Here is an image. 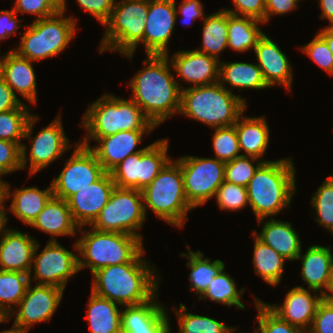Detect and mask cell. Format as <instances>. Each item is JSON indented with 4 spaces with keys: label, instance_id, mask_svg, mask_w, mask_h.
<instances>
[{
    "label": "cell",
    "instance_id": "obj_1",
    "mask_svg": "<svg viewBox=\"0 0 333 333\" xmlns=\"http://www.w3.org/2000/svg\"><path fill=\"white\" fill-rule=\"evenodd\" d=\"M169 61V55H147L146 66L128 83L133 91L130 99L156 127L180 111L182 87Z\"/></svg>",
    "mask_w": 333,
    "mask_h": 333
},
{
    "label": "cell",
    "instance_id": "obj_2",
    "mask_svg": "<svg viewBox=\"0 0 333 333\" xmlns=\"http://www.w3.org/2000/svg\"><path fill=\"white\" fill-rule=\"evenodd\" d=\"M144 252L132 262L107 266L94 272L92 292L120 306L151 300L158 292L160 278L155 274L157 270L142 259Z\"/></svg>",
    "mask_w": 333,
    "mask_h": 333
},
{
    "label": "cell",
    "instance_id": "obj_3",
    "mask_svg": "<svg viewBox=\"0 0 333 333\" xmlns=\"http://www.w3.org/2000/svg\"><path fill=\"white\" fill-rule=\"evenodd\" d=\"M291 158L264 162L247 185L249 206L258 225L289 206L296 192L295 168Z\"/></svg>",
    "mask_w": 333,
    "mask_h": 333
},
{
    "label": "cell",
    "instance_id": "obj_4",
    "mask_svg": "<svg viewBox=\"0 0 333 333\" xmlns=\"http://www.w3.org/2000/svg\"><path fill=\"white\" fill-rule=\"evenodd\" d=\"M246 105L244 98L219 82L195 87L191 85L182 87L179 114L215 129L233 126L244 113Z\"/></svg>",
    "mask_w": 333,
    "mask_h": 333
},
{
    "label": "cell",
    "instance_id": "obj_5",
    "mask_svg": "<svg viewBox=\"0 0 333 333\" xmlns=\"http://www.w3.org/2000/svg\"><path fill=\"white\" fill-rule=\"evenodd\" d=\"M83 138H101L120 131L153 130L155 125L133 100L105 94L88 106L81 122Z\"/></svg>",
    "mask_w": 333,
    "mask_h": 333
},
{
    "label": "cell",
    "instance_id": "obj_6",
    "mask_svg": "<svg viewBox=\"0 0 333 333\" xmlns=\"http://www.w3.org/2000/svg\"><path fill=\"white\" fill-rule=\"evenodd\" d=\"M76 240L79 271L89 267L92 274L99 269L116 264L132 262L144 249L143 240L134 235L84 229ZM82 257V258H80Z\"/></svg>",
    "mask_w": 333,
    "mask_h": 333
},
{
    "label": "cell",
    "instance_id": "obj_7",
    "mask_svg": "<svg viewBox=\"0 0 333 333\" xmlns=\"http://www.w3.org/2000/svg\"><path fill=\"white\" fill-rule=\"evenodd\" d=\"M142 191L144 210L151 209L173 227H184L187 213L194 209L188 202L180 164L170 160Z\"/></svg>",
    "mask_w": 333,
    "mask_h": 333
},
{
    "label": "cell",
    "instance_id": "obj_8",
    "mask_svg": "<svg viewBox=\"0 0 333 333\" xmlns=\"http://www.w3.org/2000/svg\"><path fill=\"white\" fill-rule=\"evenodd\" d=\"M148 13V2L121 0L114 3L106 26L99 52L118 51L132 59L137 46L144 45L145 19Z\"/></svg>",
    "mask_w": 333,
    "mask_h": 333
},
{
    "label": "cell",
    "instance_id": "obj_9",
    "mask_svg": "<svg viewBox=\"0 0 333 333\" xmlns=\"http://www.w3.org/2000/svg\"><path fill=\"white\" fill-rule=\"evenodd\" d=\"M60 11L53 16L34 20L21 36L18 48H12L19 56L40 61L60 54L67 48L76 33V19L64 17Z\"/></svg>",
    "mask_w": 333,
    "mask_h": 333
},
{
    "label": "cell",
    "instance_id": "obj_10",
    "mask_svg": "<svg viewBox=\"0 0 333 333\" xmlns=\"http://www.w3.org/2000/svg\"><path fill=\"white\" fill-rule=\"evenodd\" d=\"M142 201L141 190L115 187L109 201L90 226L98 231L134 235L142 240V234L135 232L142 228L146 220Z\"/></svg>",
    "mask_w": 333,
    "mask_h": 333
},
{
    "label": "cell",
    "instance_id": "obj_11",
    "mask_svg": "<svg viewBox=\"0 0 333 333\" xmlns=\"http://www.w3.org/2000/svg\"><path fill=\"white\" fill-rule=\"evenodd\" d=\"M168 140L160 139L126 157L111 171L116 187L143 190L171 160L167 155Z\"/></svg>",
    "mask_w": 333,
    "mask_h": 333
},
{
    "label": "cell",
    "instance_id": "obj_12",
    "mask_svg": "<svg viewBox=\"0 0 333 333\" xmlns=\"http://www.w3.org/2000/svg\"><path fill=\"white\" fill-rule=\"evenodd\" d=\"M176 161L181 166L186 198L193 208L213 198L225 181V162L216 158L187 155Z\"/></svg>",
    "mask_w": 333,
    "mask_h": 333
},
{
    "label": "cell",
    "instance_id": "obj_13",
    "mask_svg": "<svg viewBox=\"0 0 333 333\" xmlns=\"http://www.w3.org/2000/svg\"><path fill=\"white\" fill-rule=\"evenodd\" d=\"M106 171L94 152L80 142L52 183L53 196L67 200L71 195L100 179Z\"/></svg>",
    "mask_w": 333,
    "mask_h": 333
},
{
    "label": "cell",
    "instance_id": "obj_14",
    "mask_svg": "<svg viewBox=\"0 0 333 333\" xmlns=\"http://www.w3.org/2000/svg\"><path fill=\"white\" fill-rule=\"evenodd\" d=\"M37 114L32 115L26 125L24 139L30 140L29 148V175L33 176L36 172L47 167L54 160L62 157V155L69 150L70 144L67 136L64 133L62 120L57 116L35 137H32L33 125L38 121Z\"/></svg>",
    "mask_w": 333,
    "mask_h": 333
},
{
    "label": "cell",
    "instance_id": "obj_15",
    "mask_svg": "<svg viewBox=\"0 0 333 333\" xmlns=\"http://www.w3.org/2000/svg\"><path fill=\"white\" fill-rule=\"evenodd\" d=\"M64 290L54 285L28 284L24 297L17 305L18 311L11 313L5 322L15 316L13 328L20 333H27L35 323L50 321L62 300Z\"/></svg>",
    "mask_w": 333,
    "mask_h": 333
},
{
    "label": "cell",
    "instance_id": "obj_16",
    "mask_svg": "<svg viewBox=\"0 0 333 333\" xmlns=\"http://www.w3.org/2000/svg\"><path fill=\"white\" fill-rule=\"evenodd\" d=\"M39 246L37 242L32 263L34 276L32 279L30 276V282L38 280L36 284L54 285L64 290L68 279L79 271L78 256L65 249L57 240H49L36 256Z\"/></svg>",
    "mask_w": 333,
    "mask_h": 333
},
{
    "label": "cell",
    "instance_id": "obj_17",
    "mask_svg": "<svg viewBox=\"0 0 333 333\" xmlns=\"http://www.w3.org/2000/svg\"><path fill=\"white\" fill-rule=\"evenodd\" d=\"M176 0H152L145 19L144 48L146 55H168V43L176 21Z\"/></svg>",
    "mask_w": 333,
    "mask_h": 333
},
{
    "label": "cell",
    "instance_id": "obj_18",
    "mask_svg": "<svg viewBox=\"0 0 333 333\" xmlns=\"http://www.w3.org/2000/svg\"><path fill=\"white\" fill-rule=\"evenodd\" d=\"M115 187L110 172H106L100 179L67 199L72 217L80 231L84 226L89 227L94 222L109 201Z\"/></svg>",
    "mask_w": 333,
    "mask_h": 333
},
{
    "label": "cell",
    "instance_id": "obj_19",
    "mask_svg": "<svg viewBox=\"0 0 333 333\" xmlns=\"http://www.w3.org/2000/svg\"><path fill=\"white\" fill-rule=\"evenodd\" d=\"M152 130H130L120 131L114 135L101 138H81L82 145L89 147L96 155L98 161L106 172H110L115 166L131 154L142 152L144 148L137 149L142 142L144 134H149ZM98 142L97 146L91 147L90 141Z\"/></svg>",
    "mask_w": 333,
    "mask_h": 333
},
{
    "label": "cell",
    "instance_id": "obj_20",
    "mask_svg": "<svg viewBox=\"0 0 333 333\" xmlns=\"http://www.w3.org/2000/svg\"><path fill=\"white\" fill-rule=\"evenodd\" d=\"M151 300L121 310L122 333H169L171 330L165 306Z\"/></svg>",
    "mask_w": 333,
    "mask_h": 333
},
{
    "label": "cell",
    "instance_id": "obj_21",
    "mask_svg": "<svg viewBox=\"0 0 333 333\" xmlns=\"http://www.w3.org/2000/svg\"><path fill=\"white\" fill-rule=\"evenodd\" d=\"M176 78L191 83L193 87L209 85L219 81V63L216 58L198 52L186 50L175 52L170 57Z\"/></svg>",
    "mask_w": 333,
    "mask_h": 333
},
{
    "label": "cell",
    "instance_id": "obj_22",
    "mask_svg": "<svg viewBox=\"0 0 333 333\" xmlns=\"http://www.w3.org/2000/svg\"><path fill=\"white\" fill-rule=\"evenodd\" d=\"M322 300L323 295H312L308 289L295 286L288 291L282 305L264 303L280 319L307 332Z\"/></svg>",
    "mask_w": 333,
    "mask_h": 333
},
{
    "label": "cell",
    "instance_id": "obj_23",
    "mask_svg": "<svg viewBox=\"0 0 333 333\" xmlns=\"http://www.w3.org/2000/svg\"><path fill=\"white\" fill-rule=\"evenodd\" d=\"M254 52L257 65L267 85L269 87L280 85L290 90L293 81L292 66L277 44L264 34L259 39Z\"/></svg>",
    "mask_w": 333,
    "mask_h": 333
},
{
    "label": "cell",
    "instance_id": "obj_24",
    "mask_svg": "<svg viewBox=\"0 0 333 333\" xmlns=\"http://www.w3.org/2000/svg\"><path fill=\"white\" fill-rule=\"evenodd\" d=\"M37 242L27 232L9 229L0 239V270L31 274Z\"/></svg>",
    "mask_w": 333,
    "mask_h": 333
},
{
    "label": "cell",
    "instance_id": "obj_25",
    "mask_svg": "<svg viewBox=\"0 0 333 333\" xmlns=\"http://www.w3.org/2000/svg\"><path fill=\"white\" fill-rule=\"evenodd\" d=\"M331 246L311 245L306 253L299 254L296 260H302V280L313 292L323 295L329 286L333 270ZM303 255V256H302ZM324 289V290H323Z\"/></svg>",
    "mask_w": 333,
    "mask_h": 333
},
{
    "label": "cell",
    "instance_id": "obj_26",
    "mask_svg": "<svg viewBox=\"0 0 333 333\" xmlns=\"http://www.w3.org/2000/svg\"><path fill=\"white\" fill-rule=\"evenodd\" d=\"M32 61L19 56L15 51L8 50L4 55L2 77L7 85L21 94L31 104L37 102L36 74ZM15 90V91H14Z\"/></svg>",
    "mask_w": 333,
    "mask_h": 333
},
{
    "label": "cell",
    "instance_id": "obj_27",
    "mask_svg": "<svg viewBox=\"0 0 333 333\" xmlns=\"http://www.w3.org/2000/svg\"><path fill=\"white\" fill-rule=\"evenodd\" d=\"M51 235L50 241H56L55 236H75L77 228L69 209L67 200L52 196L42 211L30 225Z\"/></svg>",
    "mask_w": 333,
    "mask_h": 333
},
{
    "label": "cell",
    "instance_id": "obj_28",
    "mask_svg": "<svg viewBox=\"0 0 333 333\" xmlns=\"http://www.w3.org/2000/svg\"><path fill=\"white\" fill-rule=\"evenodd\" d=\"M264 222L261 232L253 231L259 240L269 245L288 261H294L301 253V241L290 222L270 218Z\"/></svg>",
    "mask_w": 333,
    "mask_h": 333
},
{
    "label": "cell",
    "instance_id": "obj_29",
    "mask_svg": "<svg viewBox=\"0 0 333 333\" xmlns=\"http://www.w3.org/2000/svg\"><path fill=\"white\" fill-rule=\"evenodd\" d=\"M10 190L9 183H6V200L11 196L13 197L9 209L12 214L26 225H31L33 223L37 215L53 196L52 183L44 190H40L35 186L14 189L13 193L10 192Z\"/></svg>",
    "mask_w": 333,
    "mask_h": 333
},
{
    "label": "cell",
    "instance_id": "obj_30",
    "mask_svg": "<svg viewBox=\"0 0 333 333\" xmlns=\"http://www.w3.org/2000/svg\"><path fill=\"white\" fill-rule=\"evenodd\" d=\"M234 126L240 152L245 151L246 154L243 155L261 158L266 152L270 139V130L265 116L244 117L242 114Z\"/></svg>",
    "mask_w": 333,
    "mask_h": 333
},
{
    "label": "cell",
    "instance_id": "obj_31",
    "mask_svg": "<svg viewBox=\"0 0 333 333\" xmlns=\"http://www.w3.org/2000/svg\"><path fill=\"white\" fill-rule=\"evenodd\" d=\"M86 320L89 333H122L121 309L117 303L100 297L91 291Z\"/></svg>",
    "mask_w": 333,
    "mask_h": 333
},
{
    "label": "cell",
    "instance_id": "obj_32",
    "mask_svg": "<svg viewBox=\"0 0 333 333\" xmlns=\"http://www.w3.org/2000/svg\"><path fill=\"white\" fill-rule=\"evenodd\" d=\"M226 88L228 83L234 88L242 89H267L270 88L264 80L261 69L257 64L245 62L219 63V81Z\"/></svg>",
    "mask_w": 333,
    "mask_h": 333
},
{
    "label": "cell",
    "instance_id": "obj_33",
    "mask_svg": "<svg viewBox=\"0 0 333 333\" xmlns=\"http://www.w3.org/2000/svg\"><path fill=\"white\" fill-rule=\"evenodd\" d=\"M259 23L264 24L255 18L228 13L227 47L238 52L254 50L259 39L264 35L263 31L258 27Z\"/></svg>",
    "mask_w": 333,
    "mask_h": 333
},
{
    "label": "cell",
    "instance_id": "obj_34",
    "mask_svg": "<svg viewBox=\"0 0 333 333\" xmlns=\"http://www.w3.org/2000/svg\"><path fill=\"white\" fill-rule=\"evenodd\" d=\"M202 49L196 51L210 55L219 60V54L227 48L228 41V12L220 10L206 15L203 19Z\"/></svg>",
    "mask_w": 333,
    "mask_h": 333
},
{
    "label": "cell",
    "instance_id": "obj_35",
    "mask_svg": "<svg viewBox=\"0 0 333 333\" xmlns=\"http://www.w3.org/2000/svg\"><path fill=\"white\" fill-rule=\"evenodd\" d=\"M186 247L188 253H181V256L189 260L186 265L191 270L189 275L190 291H195L200 297L208 288L212 279L225 268V265L219 259L212 262L210 258H204L201 251L194 252L190 250L188 245Z\"/></svg>",
    "mask_w": 333,
    "mask_h": 333
},
{
    "label": "cell",
    "instance_id": "obj_36",
    "mask_svg": "<svg viewBox=\"0 0 333 333\" xmlns=\"http://www.w3.org/2000/svg\"><path fill=\"white\" fill-rule=\"evenodd\" d=\"M33 110L25 103L19 108L0 113V139L16 142L21 147V167L26 168L27 146L21 141L24 139L25 129L29 118L33 115Z\"/></svg>",
    "mask_w": 333,
    "mask_h": 333
},
{
    "label": "cell",
    "instance_id": "obj_37",
    "mask_svg": "<svg viewBox=\"0 0 333 333\" xmlns=\"http://www.w3.org/2000/svg\"><path fill=\"white\" fill-rule=\"evenodd\" d=\"M31 275L0 270V320H5L16 311L14 307L24 297Z\"/></svg>",
    "mask_w": 333,
    "mask_h": 333
},
{
    "label": "cell",
    "instance_id": "obj_38",
    "mask_svg": "<svg viewBox=\"0 0 333 333\" xmlns=\"http://www.w3.org/2000/svg\"><path fill=\"white\" fill-rule=\"evenodd\" d=\"M253 264L257 275L269 285L276 286L281 282L285 258L264 244L254 234Z\"/></svg>",
    "mask_w": 333,
    "mask_h": 333
},
{
    "label": "cell",
    "instance_id": "obj_39",
    "mask_svg": "<svg viewBox=\"0 0 333 333\" xmlns=\"http://www.w3.org/2000/svg\"><path fill=\"white\" fill-rule=\"evenodd\" d=\"M237 284L234 279L224 272V268L218 273L216 277L212 279L208 288L199 297V300L214 301L215 303H221L227 307H232L235 305L237 309H245V305L241 301V297L245 292L244 288L239 291L237 289Z\"/></svg>",
    "mask_w": 333,
    "mask_h": 333
},
{
    "label": "cell",
    "instance_id": "obj_40",
    "mask_svg": "<svg viewBox=\"0 0 333 333\" xmlns=\"http://www.w3.org/2000/svg\"><path fill=\"white\" fill-rule=\"evenodd\" d=\"M187 310L183 303H179V309L174 310L178 321V333H229L233 329L214 318L187 313Z\"/></svg>",
    "mask_w": 333,
    "mask_h": 333
},
{
    "label": "cell",
    "instance_id": "obj_41",
    "mask_svg": "<svg viewBox=\"0 0 333 333\" xmlns=\"http://www.w3.org/2000/svg\"><path fill=\"white\" fill-rule=\"evenodd\" d=\"M311 201L316 221L333 235V174L313 193Z\"/></svg>",
    "mask_w": 333,
    "mask_h": 333
},
{
    "label": "cell",
    "instance_id": "obj_42",
    "mask_svg": "<svg viewBox=\"0 0 333 333\" xmlns=\"http://www.w3.org/2000/svg\"><path fill=\"white\" fill-rule=\"evenodd\" d=\"M254 299L259 327H255L253 333H307L305 330L280 319L257 297Z\"/></svg>",
    "mask_w": 333,
    "mask_h": 333
},
{
    "label": "cell",
    "instance_id": "obj_43",
    "mask_svg": "<svg viewBox=\"0 0 333 333\" xmlns=\"http://www.w3.org/2000/svg\"><path fill=\"white\" fill-rule=\"evenodd\" d=\"M212 138L215 158L223 162H229L241 156L238 136L235 126L215 128Z\"/></svg>",
    "mask_w": 333,
    "mask_h": 333
},
{
    "label": "cell",
    "instance_id": "obj_44",
    "mask_svg": "<svg viewBox=\"0 0 333 333\" xmlns=\"http://www.w3.org/2000/svg\"><path fill=\"white\" fill-rule=\"evenodd\" d=\"M253 162L257 163L256 166L252 164ZM263 162V160L253 156H238L225 163V181L247 187L255 171Z\"/></svg>",
    "mask_w": 333,
    "mask_h": 333
},
{
    "label": "cell",
    "instance_id": "obj_45",
    "mask_svg": "<svg viewBox=\"0 0 333 333\" xmlns=\"http://www.w3.org/2000/svg\"><path fill=\"white\" fill-rule=\"evenodd\" d=\"M220 210L238 211L247 204V188L224 181L216 191L214 196Z\"/></svg>",
    "mask_w": 333,
    "mask_h": 333
},
{
    "label": "cell",
    "instance_id": "obj_46",
    "mask_svg": "<svg viewBox=\"0 0 333 333\" xmlns=\"http://www.w3.org/2000/svg\"><path fill=\"white\" fill-rule=\"evenodd\" d=\"M14 4L16 14L35 15V20L53 16L62 10V0H16Z\"/></svg>",
    "mask_w": 333,
    "mask_h": 333
},
{
    "label": "cell",
    "instance_id": "obj_47",
    "mask_svg": "<svg viewBox=\"0 0 333 333\" xmlns=\"http://www.w3.org/2000/svg\"><path fill=\"white\" fill-rule=\"evenodd\" d=\"M301 50L324 71L333 76V54L319 34H316L310 43L301 47Z\"/></svg>",
    "mask_w": 333,
    "mask_h": 333
},
{
    "label": "cell",
    "instance_id": "obj_48",
    "mask_svg": "<svg viewBox=\"0 0 333 333\" xmlns=\"http://www.w3.org/2000/svg\"><path fill=\"white\" fill-rule=\"evenodd\" d=\"M21 169V147L16 142L0 139V175Z\"/></svg>",
    "mask_w": 333,
    "mask_h": 333
},
{
    "label": "cell",
    "instance_id": "obj_49",
    "mask_svg": "<svg viewBox=\"0 0 333 333\" xmlns=\"http://www.w3.org/2000/svg\"><path fill=\"white\" fill-rule=\"evenodd\" d=\"M307 333H333V302L323 299Z\"/></svg>",
    "mask_w": 333,
    "mask_h": 333
},
{
    "label": "cell",
    "instance_id": "obj_50",
    "mask_svg": "<svg viewBox=\"0 0 333 333\" xmlns=\"http://www.w3.org/2000/svg\"><path fill=\"white\" fill-rule=\"evenodd\" d=\"M81 9L89 12L103 25L110 18L115 0H76ZM66 0H62V12L65 13Z\"/></svg>",
    "mask_w": 333,
    "mask_h": 333
},
{
    "label": "cell",
    "instance_id": "obj_51",
    "mask_svg": "<svg viewBox=\"0 0 333 333\" xmlns=\"http://www.w3.org/2000/svg\"><path fill=\"white\" fill-rule=\"evenodd\" d=\"M235 9H225L228 13L236 16L255 18L265 23V0H232Z\"/></svg>",
    "mask_w": 333,
    "mask_h": 333
},
{
    "label": "cell",
    "instance_id": "obj_52",
    "mask_svg": "<svg viewBox=\"0 0 333 333\" xmlns=\"http://www.w3.org/2000/svg\"><path fill=\"white\" fill-rule=\"evenodd\" d=\"M177 14L180 12L183 18V25H192L194 20L202 17L205 18L203 4L200 0H183L180 3L179 9H176ZM190 22L192 24H190Z\"/></svg>",
    "mask_w": 333,
    "mask_h": 333
},
{
    "label": "cell",
    "instance_id": "obj_53",
    "mask_svg": "<svg viewBox=\"0 0 333 333\" xmlns=\"http://www.w3.org/2000/svg\"><path fill=\"white\" fill-rule=\"evenodd\" d=\"M15 10H0V40L7 39L14 35L17 32V29L20 28L18 25L19 20Z\"/></svg>",
    "mask_w": 333,
    "mask_h": 333
},
{
    "label": "cell",
    "instance_id": "obj_54",
    "mask_svg": "<svg viewBox=\"0 0 333 333\" xmlns=\"http://www.w3.org/2000/svg\"><path fill=\"white\" fill-rule=\"evenodd\" d=\"M299 0H265V23L272 15H284L298 7Z\"/></svg>",
    "mask_w": 333,
    "mask_h": 333
},
{
    "label": "cell",
    "instance_id": "obj_55",
    "mask_svg": "<svg viewBox=\"0 0 333 333\" xmlns=\"http://www.w3.org/2000/svg\"><path fill=\"white\" fill-rule=\"evenodd\" d=\"M22 104L5 79L0 77V113L19 108Z\"/></svg>",
    "mask_w": 333,
    "mask_h": 333
},
{
    "label": "cell",
    "instance_id": "obj_56",
    "mask_svg": "<svg viewBox=\"0 0 333 333\" xmlns=\"http://www.w3.org/2000/svg\"><path fill=\"white\" fill-rule=\"evenodd\" d=\"M322 13L321 19H326L329 27H333V0H318Z\"/></svg>",
    "mask_w": 333,
    "mask_h": 333
},
{
    "label": "cell",
    "instance_id": "obj_57",
    "mask_svg": "<svg viewBox=\"0 0 333 333\" xmlns=\"http://www.w3.org/2000/svg\"><path fill=\"white\" fill-rule=\"evenodd\" d=\"M319 31V35L326 41L329 50L333 54V27L327 26L325 29L321 28Z\"/></svg>",
    "mask_w": 333,
    "mask_h": 333
},
{
    "label": "cell",
    "instance_id": "obj_58",
    "mask_svg": "<svg viewBox=\"0 0 333 333\" xmlns=\"http://www.w3.org/2000/svg\"><path fill=\"white\" fill-rule=\"evenodd\" d=\"M4 202L5 200L0 204V236L2 237L8 230L6 228V224H7V212L5 211V206H4ZM2 233V234H1Z\"/></svg>",
    "mask_w": 333,
    "mask_h": 333
},
{
    "label": "cell",
    "instance_id": "obj_59",
    "mask_svg": "<svg viewBox=\"0 0 333 333\" xmlns=\"http://www.w3.org/2000/svg\"><path fill=\"white\" fill-rule=\"evenodd\" d=\"M323 299L333 302V270L327 291L323 294Z\"/></svg>",
    "mask_w": 333,
    "mask_h": 333
},
{
    "label": "cell",
    "instance_id": "obj_60",
    "mask_svg": "<svg viewBox=\"0 0 333 333\" xmlns=\"http://www.w3.org/2000/svg\"><path fill=\"white\" fill-rule=\"evenodd\" d=\"M6 200V182L0 177V204Z\"/></svg>",
    "mask_w": 333,
    "mask_h": 333
},
{
    "label": "cell",
    "instance_id": "obj_61",
    "mask_svg": "<svg viewBox=\"0 0 333 333\" xmlns=\"http://www.w3.org/2000/svg\"><path fill=\"white\" fill-rule=\"evenodd\" d=\"M0 333H20L15 328L11 327V329L1 331Z\"/></svg>",
    "mask_w": 333,
    "mask_h": 333
},
{
    "label": "cell",
    "instance_id": "obj_62",
    "mask_svg": "<svg viewBox=\"0 0 333 333\" xmlns=\"http://www.w3.org/2000/svg\"><path fill=\"white\" fill-rule=\"evenodd\" d=\"M4 55H0V77H2Z\"/></svg>",
    "mask_w": 333,
    "mask_h": 333
},
{
    "label": "cell",
    "instance_id": "obj_63",
    "mask_svg": "<svg viewBox=\"0 0 333 333\" xmlns=\"http://www.w3.org/2000/svg\"><path fill=\"white\" fill-rule=\"evenodd\" d=\"M131 1H143V2H150V1H152V0H131Z\"/></svg>",
    "mask_w": 333,
    "mask_h": 333
},
{
    "label": "cell",
    "instance_id": "obj_64",
    "mask_svg": "<svg viewBox=\"0 0 333 333\" xmlns=\"http://www.w3.org/2000/svg\"><path fill=\"white\" fill-rule=\"evenodd\" d=\"M236 328L234 327L229 333H233V331H235ZM240 333H244V332H240Z\"/></svg>",
    "mask_w": 333,
    "mask_h": 333
}]
</instances>
